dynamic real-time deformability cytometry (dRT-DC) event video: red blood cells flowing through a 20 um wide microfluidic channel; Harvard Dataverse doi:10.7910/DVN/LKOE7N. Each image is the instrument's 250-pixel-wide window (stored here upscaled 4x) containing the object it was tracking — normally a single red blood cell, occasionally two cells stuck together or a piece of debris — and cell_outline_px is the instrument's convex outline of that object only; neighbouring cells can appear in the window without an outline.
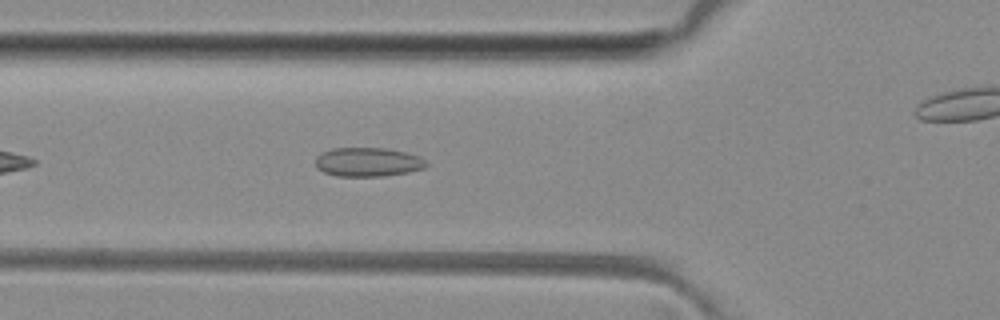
{"species": "common noctule bat (a hibernating species)", "species_latin": "Nyctalus noctula", "temperature_condition": "room temperature", "stored_images_in_passage": 40, "camera_frame_rate_fps": 3000, "um_per_image_px": 0.085, "animal": {"sex": "female", "body_mass_g": 29.2, "forearm_length_mm": 56.3}, "frame": {"image": 1, "passage_image": 6, "time_ms": 1.667, "image_size_px": [1000, 320], "cell_outline_px": [[428, 164], [424, 168], [408, 172], [384, 176], [336, 176], [324, 172], [316, 168], [316, 156], [320, 152], [332, 148], [384, 148], [404, 152], [420, 156]], "centroid_in_image_um": [31.24, 13.77], "position_along_channel_um": 94.6, "area_um2": 18.79}}
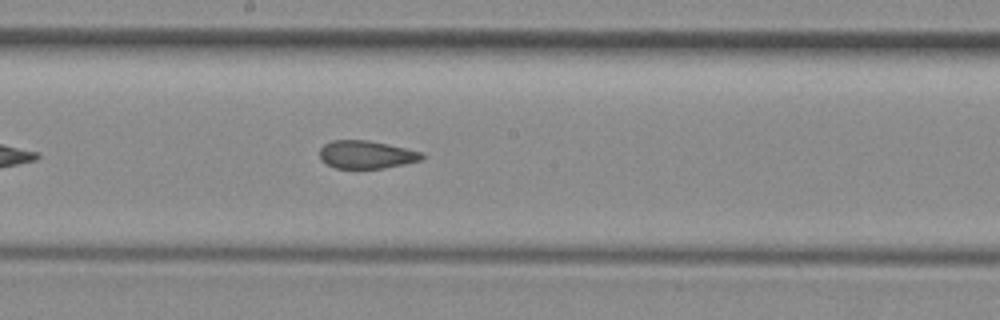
{"frame": {"image": 2, "passage_image": 15, "time_ms": 4.667, "image_size_px": [1000, 320], "cell_outline_px": [[424, 156], [420, 160], [404, 164], [384, 168], [336, 168], [320, 160], [320, 148], [324, 144], [332, 140], [368, 140], [404, 148], [420, 152]], "centroid_in_image_um": [31.09, 13.14], "position_along_channel_um": 217.1, "area_um2": 16.42}}
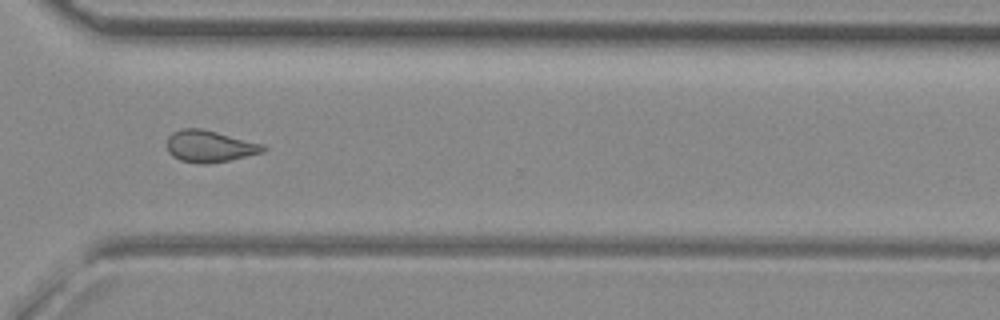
{"frame": {"image": 3, "passage_image": 25, "time_ms": 8.0, "image_size_px": [1000, 320], "cell_outline_px": [[268, 148], [264, 152], [228, 160], [204, 164], [200, 164], [180, 160], [172, 156], [168, 152], [168, 136], [172, 132], [180, 128], [200, 128], [264, 144]], "centroid_in_image_um": [17.81, 12.43], "position_along_channel_um": 352.8, "area_um2": 17.74}}